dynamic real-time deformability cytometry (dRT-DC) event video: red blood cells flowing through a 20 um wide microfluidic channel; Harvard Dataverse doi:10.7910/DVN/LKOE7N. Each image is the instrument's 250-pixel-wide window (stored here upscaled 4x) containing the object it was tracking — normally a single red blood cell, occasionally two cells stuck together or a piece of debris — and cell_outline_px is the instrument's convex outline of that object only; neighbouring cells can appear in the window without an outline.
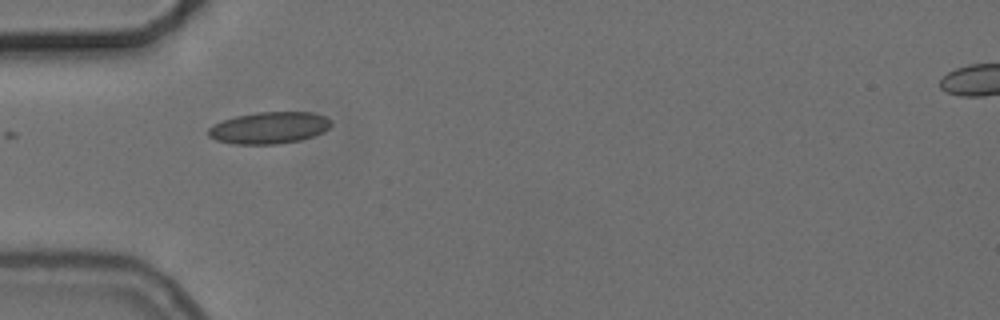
{"species": "common noctule bat (a hibernating species)", "species_latin": "Nyctalus noctula", "temperature_condition": "cold", "stored_images_in_passage": 5, "camera_frame_rate_fps": 3000, "um_per_image_px": 0.085, "animal": {"sex": "female", "body_mass_g": 24.6, "forearm_length_mm": 56.2}, "frame": {"image": 1, "passage_image": 1, "time_ms": 0.0, "image_size_px": [1000, 320], "cell_outline_px": [[332, 124], [324, 132], [300, 140], [276, 144], [232, 144], [216, 140], [208, 136], [208, 128], [224, 120], [236, 116], [256, 112], [312, 112], [324, 116], [332, 120]], "centroid_in_image_um": [22.89, 10.86], "position_along_channel_um": 62.1, "area_um2": 22.72}}
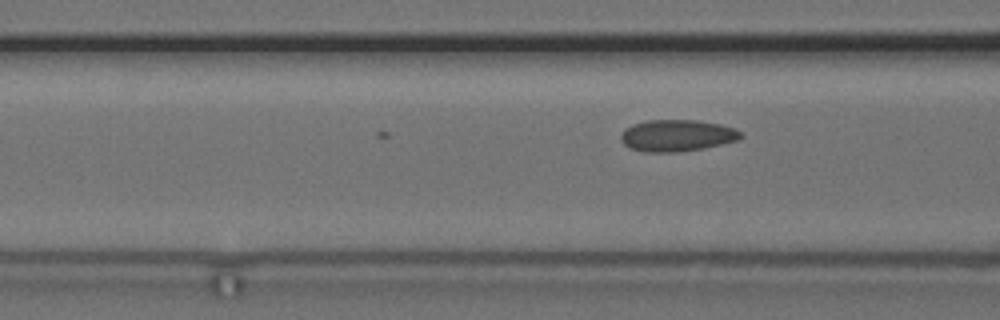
{"frame": {"image": 2, "passage_image": 5, "time_ms": 1.333, "image_size_px": [1000, 320], "cell_outline_px": [[744, 136], [740, 140], [704, 148], [680, 152], [644, 152], [628, 148], [620, 140], [620, 136], [624, 128], [632, 124], [648, 120], [696, 120], [720, 124], [736, 128]], "centroid_in_image_um": [57.54, 11.52], "position_along_channel_um": 109.1, "area_um2": 22.48}}